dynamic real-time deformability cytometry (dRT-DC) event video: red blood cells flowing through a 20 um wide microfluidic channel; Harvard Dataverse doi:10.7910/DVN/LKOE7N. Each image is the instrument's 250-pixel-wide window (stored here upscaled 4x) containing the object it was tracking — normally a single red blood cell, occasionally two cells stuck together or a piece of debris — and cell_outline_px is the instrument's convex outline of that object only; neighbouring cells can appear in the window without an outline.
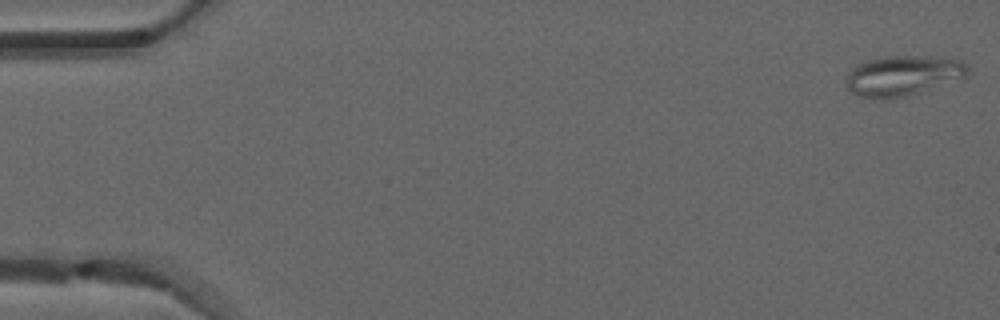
{"species": "common noctule bat (a hibernating species)", "species_latin": "Nyctalus noctula", "temperature_condition": "warm", "stored_images_in_passage": 46, "camera_frame_rate_fps": 3000, "um_per_image_px": 0.085, "animal": {"sex": "male", "forearm_length_mm": 52.5}, "frame": {"image": 1, "passage_image": 1, "time_ms": 0.0, "image_size_px": [1000, 320], "cell_outline_px": [[968, 68], [964, 76], [920, 92], [908, 96], [884, 100], [856, 96], [848, 92], [848, 72], [856, 64], [864, 60], [888, 56], [916, 56], [964, 60]], "centroid_in_image_um": [76.65, 6.44], "position_along_channel_um": 8.3, "area_um2": 28.32}}
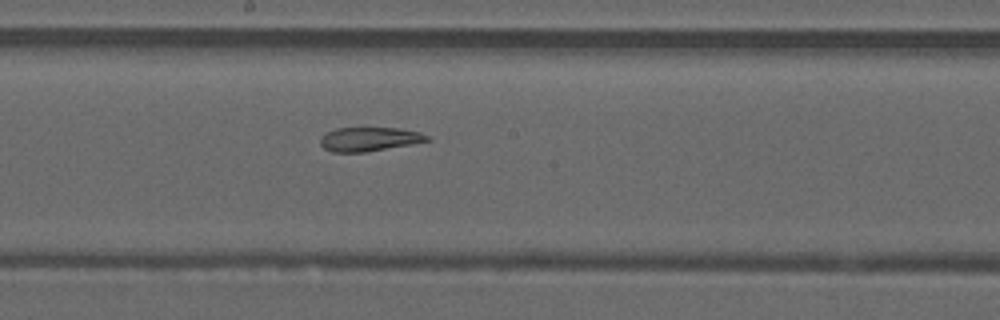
{"frame": {"image": 2, "passage_image": 27, "time_ms": 8.667, "image_size_px": [1000, 320], "cell_outline_px": [[432, 140], [412, 144], [364, 152], [332, 152], [324, 148], [320, 144], [320, 136], [336, 128], [400, 128], [420, 132], [428, 136]], "centroid_in_image_um": [31.39, 11.82], "position_along_channel_um": 216.8, "area_um2": 14.91}}
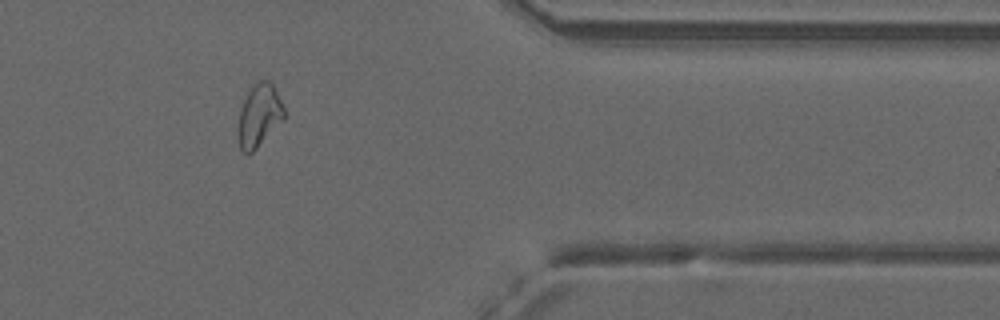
{"frame": {"image": 3, "passage_image": 41, "time_ms": 13.333, "image_size_px": [1000, 320], "cell_outline_px": [[284, 120], [248, 156], [240, 148], [236, 132], [240, 108], [248, 92], [260, 80], [272, 80], [284, 108]], "centroid_in_image_um": [22.01, 9.83], "position_along_channel_um": 389.4, "area_um2": 16.94}, "authors_computed_cell_mechanics": {"area_um2": 18.4093, "velocity_mm_per_s": 4.1215, "shape_relaxation_time_tau1_ms": null, "shape_relaxation_time_tau2_ms": 3.2984, "deformation_change_tau1": null, "deformation_change_tau2": 0.0977}}